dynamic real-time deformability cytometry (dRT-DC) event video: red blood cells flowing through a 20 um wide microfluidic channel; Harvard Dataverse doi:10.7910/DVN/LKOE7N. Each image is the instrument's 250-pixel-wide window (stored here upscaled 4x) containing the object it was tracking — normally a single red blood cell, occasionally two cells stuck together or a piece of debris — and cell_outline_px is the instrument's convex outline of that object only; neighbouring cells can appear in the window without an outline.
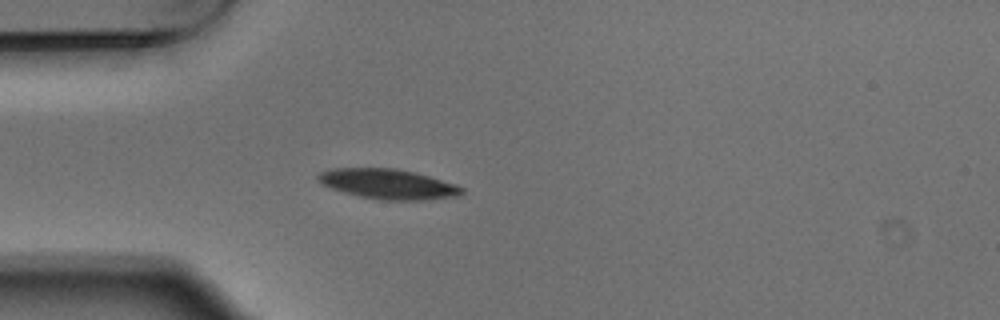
{"species": "Egyptian fruit bat (a non-hibernating species)", "species_latin": "Rousettus aegyptiacus", "temperature_condition": "warm", "stored_images_in_passage": 3, "camera_frame_rate_fps": 3000, "um_per_image_px": 0.085, "animal": {"sex": "male"}, "frame": {"image": 1, "passage_image": 3, "time_ms": 0.667, "image_size_px": [1000, 320], "cell_outline_px": [[464, 192], [460, 196], [428, 200], [380, 200], [360, 196], [344, 192], [320, 184], [316, 180], [316, 176], [320, 172], [332, 168], [396, 168], [416, 172], [456, 184], [464, 188]], "centroid_in_image_um": [33.0, 15.64], "position_along_channel_um": 52.0, "area_um2": 25.43}}